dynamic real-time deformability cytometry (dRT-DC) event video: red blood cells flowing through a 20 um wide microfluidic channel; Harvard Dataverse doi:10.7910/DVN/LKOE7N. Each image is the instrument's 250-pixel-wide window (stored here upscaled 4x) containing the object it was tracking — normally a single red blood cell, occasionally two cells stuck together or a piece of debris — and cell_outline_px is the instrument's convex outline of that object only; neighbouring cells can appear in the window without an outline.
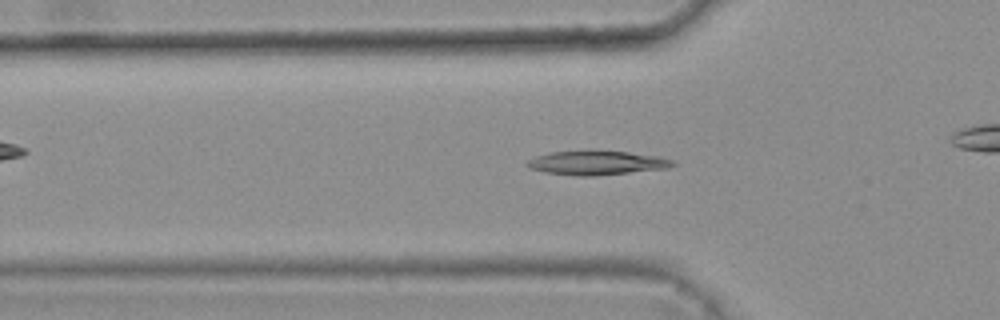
{"species": "common noctule bat (a hibernating species)", "species_latin": "Nyctalus noctula", "temperature_condition": "warm", "stored_images_in_passage": 35, "camera_frame_rate_fps": 3000, "um_per_image_px": 0.085, "animal": {"sex": "female", "body_mass_g": 25.1}, "frame": {"image": 1, "passage_image": 8, "time_ms": 2.333, "image_size_px": [1000, 320], "cell_outline_px": [[676, 164], [668, 168], [596, 176], [580, 176], [544, 172], [528, 168], [524, 164], [528, 160], [536, 156], [548, 152], [628, 152], [660, 156], [672, 160]], "centroid_in_image_um": [50.72, 13.86], "position_along_channel_um": 75.1, "area_um2": 20.11}}
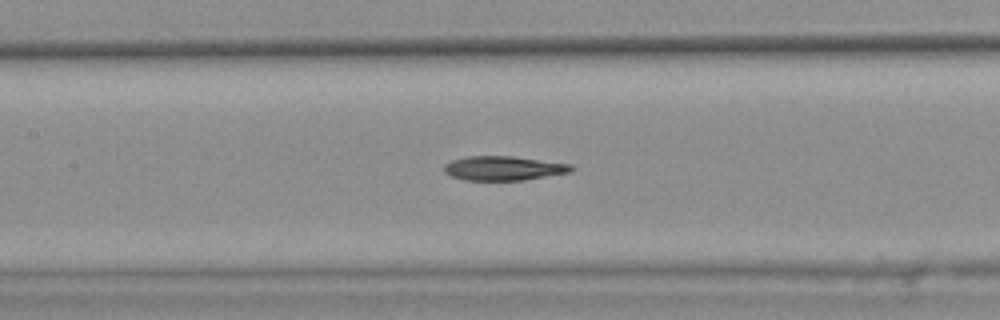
{"frame": {"image": 2, "passage_image": 15, "time_ms": 4.667, "image_size_px": [1000, 320], "cell_outline_px": [[576, 168], [572, 172], [524, 180], [464, 180], [452, 176], [444, 172], [444, 164], [452, 160], [464, 156], [512, 156], [572, 164]], "centroid_in_image_um": [42.83, 14.3], "position_along_channel_um": 164.6, "area_um2": 18.15}}
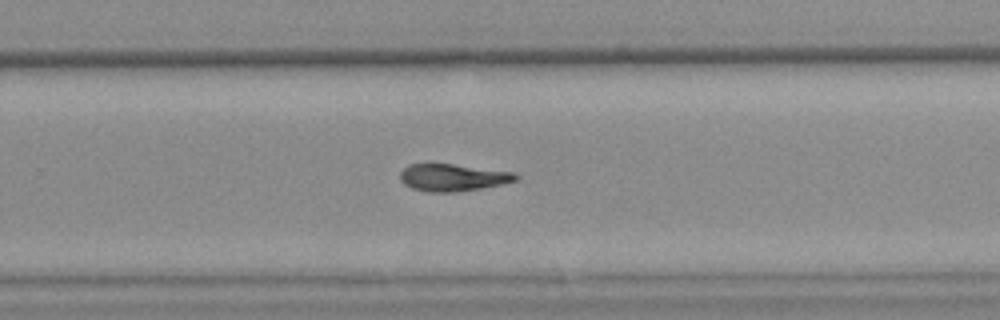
{"frame": {"image": 3, "passage_image": 25, "time_ms": 8.0, "image_size_px": [1000, 320], "cell_outline_px": [[520, 176], [516, 180], [500, 184], [480, 188], [456, 192], [428, 192], [412, 188], [404, 184], [400, 180], [400, 172], [408, 164], [428, 160], [516, 172]], "centroid_in_image_um": [38.43, 15.03], "position_along_channel_um": 291.4, "area_um2": 19.13}, "authors_computed_cell_mechanics": {"area_um2": 18.9584, "velocity_mm_per_s": 3.8158, "shape_relaxation_time_tau1_ms": 9.1918, "shape_relaxation_time_tau2_ms": 7.454, "deformation_change_tau1": 0.2266, "deformation_change_tau2": 0.1462}}